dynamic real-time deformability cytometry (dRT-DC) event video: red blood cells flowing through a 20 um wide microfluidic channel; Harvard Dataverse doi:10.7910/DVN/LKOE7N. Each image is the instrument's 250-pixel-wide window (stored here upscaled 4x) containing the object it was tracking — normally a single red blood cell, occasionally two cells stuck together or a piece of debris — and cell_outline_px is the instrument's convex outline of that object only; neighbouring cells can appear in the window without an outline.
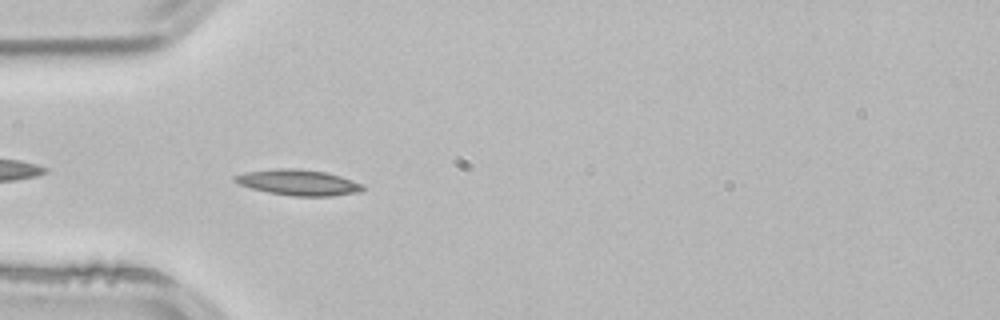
{"species": "common noctule bat (a hibernating species)", "species_latin": "Nyctalus noctula", "temperature_condition": "room temperature", "stored_images_in_passage": 5, "camera_frame_rate_fps": 3000, "um_per_image_px": 0.085, "animal": {"sex": "male", "body_mass_g": 21.5, "forearm_length_mm": 52.0}, "frame": {"image": 1, "passage_image": 4, "time_ms": 1.0, "image_size_px": [1000, 320], "cell_outline_px": [[364, 188], [356, 192], [332, 196], [292, 196], [268, 192], [252, 188], [240, 184], [232, 180], [232, 176], [244, 172], [276, 168], [296, 168], [324, 172], [340, 176], [364, 184]], "centroid_in_image_um": [25.32, 15.5], "position_along_channel_um": 59.7, "area_um2": 19.13}}